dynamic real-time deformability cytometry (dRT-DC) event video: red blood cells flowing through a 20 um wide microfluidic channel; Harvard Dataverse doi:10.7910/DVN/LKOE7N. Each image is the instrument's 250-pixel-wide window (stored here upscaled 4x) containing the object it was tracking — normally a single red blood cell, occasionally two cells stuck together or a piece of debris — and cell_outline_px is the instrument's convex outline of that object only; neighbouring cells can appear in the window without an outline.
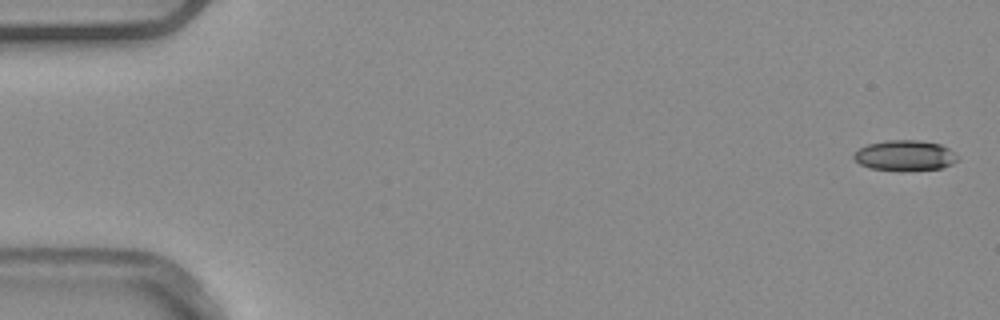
{"species": "common noctule bat (a hibernating species)", "species_latin": "Nyctalus noctula", "temperature_condition": "warm", "stored_images_in_passage": 5, "camera_frame_rate_fps": 3000, "um_per_image_px": 0.085, "animal": {"sex": "male", "body_mass_g": 20.4}, "frame": {"image": 1, "passage_image": 1, "time_ms": 0.0, "image_size_px": [1000, 320], "cell_outline_px": [[956, 160], [952, 164], [940, 168], [868, 168], [860, 164], [852, 156], [860, 148], [868, 144], [888, 140], [916, 140], [940, 144], [948, 148], [956, 156]], "centroid_in_image_um": [76.89, 13.17], "position_along_channel_um": 8.1, "area_um2": 17.4}}
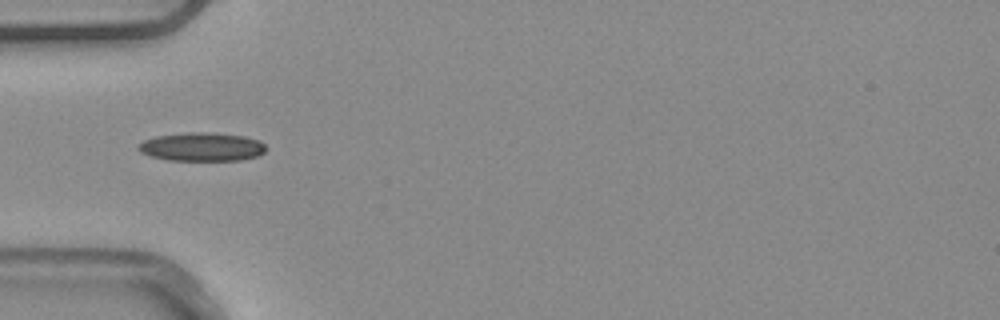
{"frame": {"image": 2, "passage_image": 5, "time_ms": 1.333, "image_size_px": [1000, 320], "cell_outline_px": [[268, 148], [264, 152], [256, 156], [240, 160], [168, 160], [152, 156], [140, 152], [136, 148], [136, 144], [144, 140], [156, 136], [188, 132], [212, 132], [244, 136], [260, 140]], "centroid_in_image_um": [17.15, 12.47], "position_along_channel_um": 67.9, "area_um2": 21.39}}